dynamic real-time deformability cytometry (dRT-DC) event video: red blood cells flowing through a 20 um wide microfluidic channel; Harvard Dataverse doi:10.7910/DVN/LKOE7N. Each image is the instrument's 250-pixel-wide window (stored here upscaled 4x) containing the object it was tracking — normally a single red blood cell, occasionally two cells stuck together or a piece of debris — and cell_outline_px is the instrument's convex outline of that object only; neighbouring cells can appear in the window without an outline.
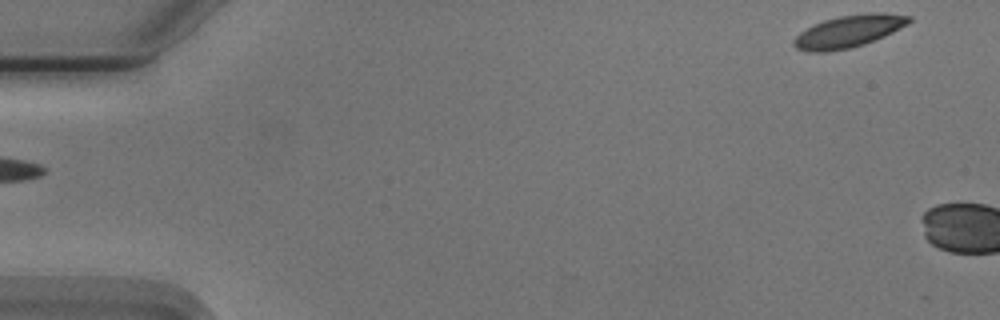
{"species": "Egyptian fruit bat (a non-hibernating species)", "species_latin": "Rousettus aegyptiacus", "temperature_condition": "cold", "stored_images_in_passage": 3, "camera_frame_rate_fps": 3000, "um_per_image_px": 0.085, "animal": {"sex": "male"}, "frame": {"image": 1, "passage_image": 1, "time_ms": 0.0, "image_size_px": [1000, 320], "cell_outline_px": [[912, 20], [908, 24], [884, 36], [864, 44], [848, 48], [824, 52], [808, 52], [796, 48], [792, 44], [792, 40], [800, 32], [812, 24], [824, 20], [840, 16], [868, 12], [884, 12], [912, 16]], "centroid_in_image_um": [72.13, 2.65], "position_along_channel_um": 12.9, "area_um2": 21.73}}